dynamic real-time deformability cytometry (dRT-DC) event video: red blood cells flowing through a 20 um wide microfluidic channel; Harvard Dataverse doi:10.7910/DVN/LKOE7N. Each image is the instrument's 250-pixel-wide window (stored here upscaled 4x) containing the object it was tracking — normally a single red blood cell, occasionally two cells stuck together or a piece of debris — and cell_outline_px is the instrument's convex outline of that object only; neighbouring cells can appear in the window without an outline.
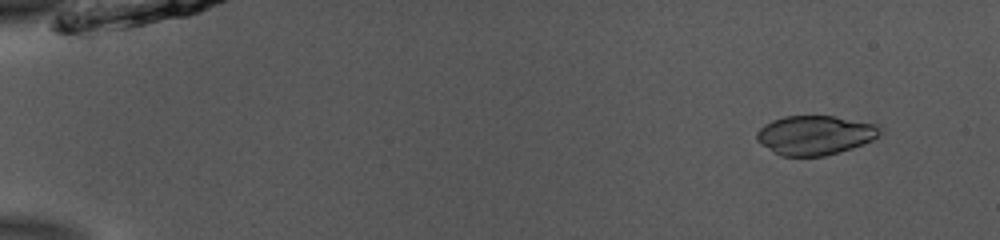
{"species": "common noctule bat (a hibernating species)", "species_latin": "Nyctalus noctula", "temperature_condition": "room temperature", "stored_images_in_passage": 52, "camera_frame_rate_fps": 3000, "um_per_image_px": 0.085, "animal": {"sex": "male", "body_mass_g": 13.0, "forearm_length_mm": 53.1}, "frame": {"image": 1, "passage_image": 5, "time_ms": 1.333, "image_size_px": [1000, 240], "cell_outline_px": [[884, 132], [880, 136], [872, 140], [852, 148], [840, 152], [824, 156], [780, 156], [760, 144], [756, 140], [756, 132], [764, 124], [772, 120], [784, 116], [836, 116], [876, 124], [884, 128]], "centroid_in_image_um": [69.3, 11.48], "position_along_channel_um": 15.7, "area_um2": 28.61}}